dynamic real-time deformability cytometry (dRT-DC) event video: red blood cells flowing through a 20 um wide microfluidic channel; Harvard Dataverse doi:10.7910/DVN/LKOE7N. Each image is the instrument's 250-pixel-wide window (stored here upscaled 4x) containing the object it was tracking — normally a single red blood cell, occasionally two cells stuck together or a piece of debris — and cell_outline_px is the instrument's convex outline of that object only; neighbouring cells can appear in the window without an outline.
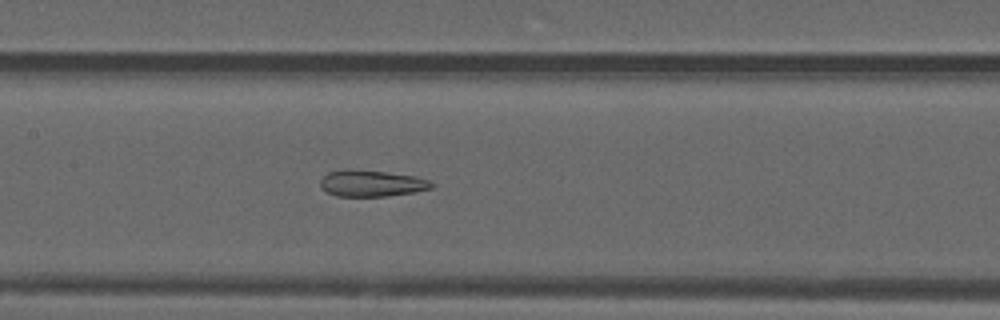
{"species": "common noctule bat (a hibernating species)", "species_latin": "Nyctalus noctula", "temperature_condition": "warm", "stored_images_in_passage": 41, "camera_frame_rate_fps": 3000, "um_per_image_px": 0.085, "animal": {"sex": "male", "forearm_length_mm": 52.5}, "frame": {"image": 1, "passage_image": 24, "time_ms": 7.667, "image_size_px": [1000, 320], "cell_outline_px": [[436, 184], [432, 188], [416, 192], [388, 196], [336, 196], [324, 192], [320, 188], [320, 180], [328, 172], [344, 168], [352, 168], [388, 172], [416, 176], [428, 180]], "centroid_in_image_um": [31.56, 15.57], "position_along_channel_um": 175.8, "area_um2": 17.63}}
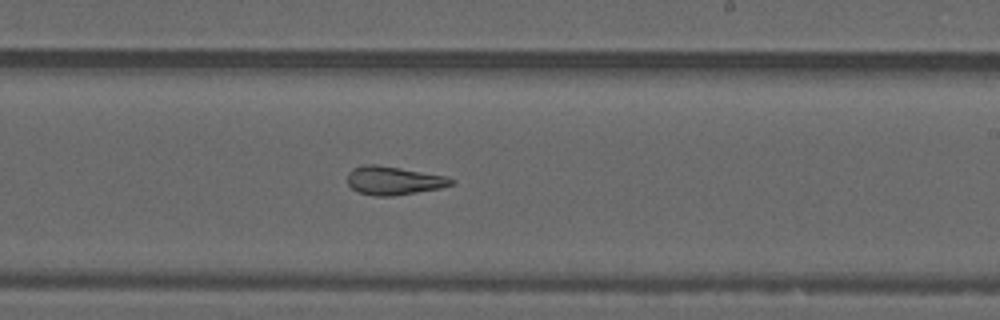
{"frame": {"image": 2, "passage_image": 30, "time_ms": 9.667, "image_size_px": [1000, 320], "cell_outline_px": [[456, 180], [452, 184], [440, 188], [392, 196], [376, 196], [360, 192], [352, 188], [348, 184], [348, 172], [352, 168], [364, 164], [376, 164], [400, 168], [444, 176]], "centroid_in_image_um": [33.43, 15.34], "position_along_channel_um": 255.6, "area_um2": 16.99}}
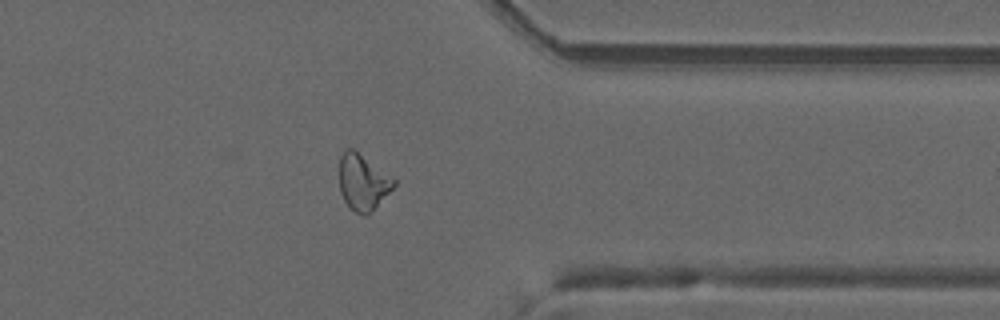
{"frame": {"image": 3, "passage_image": 40, "time_ms": 13.0, "image_size_px": [1000, 320], "cell_outline_px": [[396, 184], [372, 212], [368, 216], [364, 216], [348, 208], [340, 192], [340, 156], [348, 148], [352, 148], [396, 180]], "centroid_in_image_um": [30.84, 15.54], "position_along_channel_um": 380.6, "area_um2": 17.63}}